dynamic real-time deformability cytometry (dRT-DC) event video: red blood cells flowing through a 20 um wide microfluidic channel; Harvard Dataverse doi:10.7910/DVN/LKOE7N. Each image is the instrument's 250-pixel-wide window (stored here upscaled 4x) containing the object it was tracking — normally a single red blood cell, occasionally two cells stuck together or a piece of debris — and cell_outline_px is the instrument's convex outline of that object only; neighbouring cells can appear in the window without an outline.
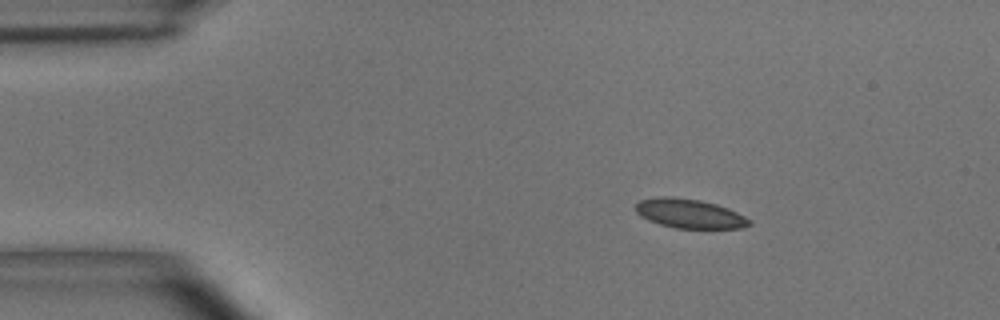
{"species": "common noctule bat (a hibernating species)", "species_latin": "Nyctalus noctula", "temperature_condition": "room temperature", "stored_images_in_passage": 47, "camera_frame_rate_fps": 3000, "um_per_image_px": 0.085, "animal": {"sex": "male", "body_mass_g": 15.6}, "frame": {"image": 1, "passage_image": 1, "time_ms": 0.0, "image_size_px": [1000, 320], "cell_outline_px": [[752, 224], [740, 228], [676, 228], [660, 224], [648, 220], [640, 216], [636, 212], [636, 204], [640, 200], [660, 196], [668, 196], [700, 200], [716, 204], [728, 208], [752, 220]], "centroid_in_image_um": [58.61, 18.15], "position_along_channel_um": 26.4, "area_um2": 19.31}}
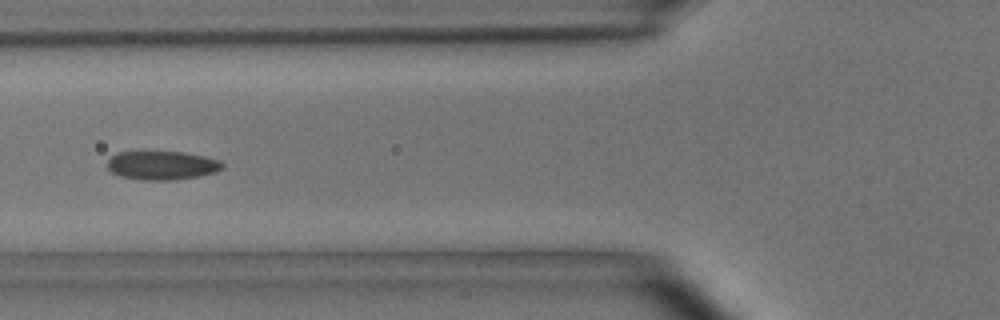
{"frame": {"image": 2, "passage_image": 13, "time_ms": 4.0, "image_size_px": [1000, 320], "cell_outline_px": [[224, 168], [216, 172], [200, 176], [176, 180], [140, 180], [120, 176], [112, 172], [108, 168], [108, 160], [112, 156], [120, 152], [184, 152], [204, 156], [220, 160], [224, 164]], "centroid_in_image_um": [13.82, 14.07], "position_along_channel_um": 112.0, "area_um2": 19.36}}
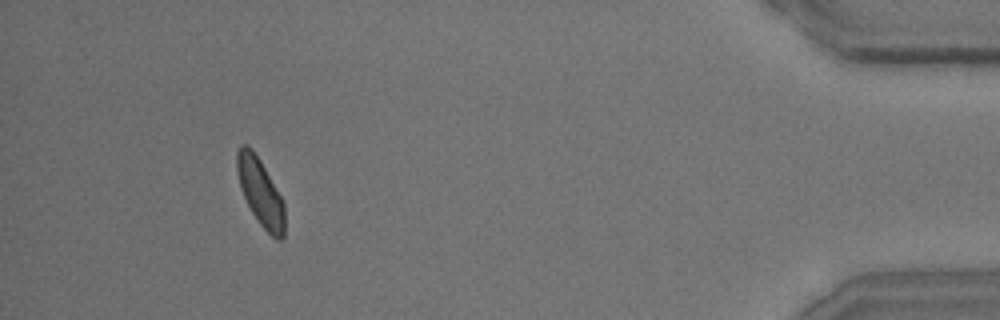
{"frame": {"image": 3, "passage_image": 43, "time_ms": 14.0, "image_size_px": [1000, 320], "cell_outline_px": [[284, 240], [276, 240], [260, 224], [252, 212], [240, 188], [236, 168], [236, 152], [240, 144], [248, 144], [252, 148], [260, 160], [284, 200]], "centroid_in_image_um": [22.13, 16.31], "position_along_channel_um": 413.1, "area_um2": 18.84}, "authors_computed_cell_mechanics": {"area_um2": 19.4208, "velocity_mm_per_s": 3.6434, "shape_relaxation_time_tau1_ms": 3.7685, "shape_relaxation_time_tau2_ms": 1.6875, "deformation_change_tau1": 0.0803, "deformation_change_tau2": 0.0699}}